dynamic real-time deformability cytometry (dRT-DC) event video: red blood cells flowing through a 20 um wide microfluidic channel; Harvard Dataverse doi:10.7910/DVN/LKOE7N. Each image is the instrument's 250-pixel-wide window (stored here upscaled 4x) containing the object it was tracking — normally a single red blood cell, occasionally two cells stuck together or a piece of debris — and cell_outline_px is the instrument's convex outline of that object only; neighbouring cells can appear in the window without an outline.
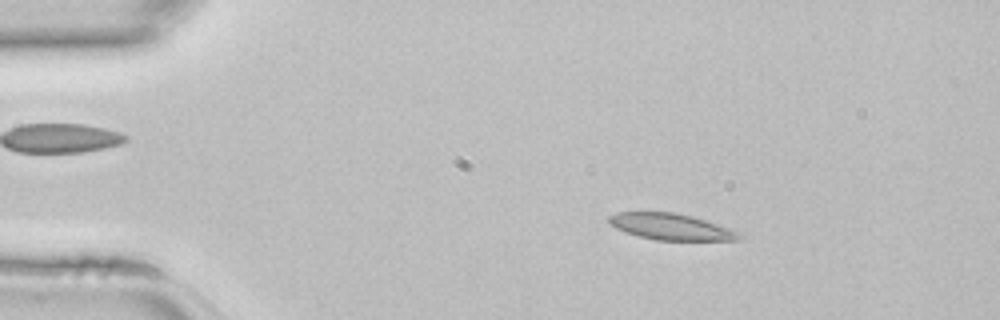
{"species": "common noctule bat (a hibernating species)", "species_latin": "Nyctalus noctula", "temperature_condition": "room temperature", "stored_images_in_passage": 44, "camera_frame_rate_fps": 3000, "um_per_image_px": 0.085, "animal": {"sex": "female", "body_mass_g": 22.7, "forearm_length_mm": 54.2}, "frame": {"image": 1, "passage_image": 7, "time_ms": 2.0, "image_size_px": [1000, 320], "cell_outline_px": [[744, 236], [740, 240], [656, 240], [640, 236], [616, 228], [608, 220], [608, 216], [616, 212], [676, 212], [692, 216], [740, 232]], "centroid_in_image_um": [57.06, 19.27], "position_along_channel_um": 27.9, "area_um2": 19.77}}
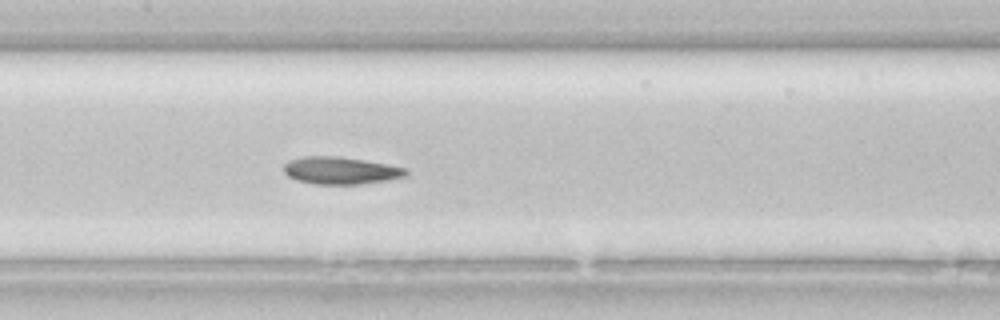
{"frame": {"image": 2, "passage_image": 21, "time_ms": 6.667, "image_size_px": [1000, 320], "cell_outline_px": [[408, 176], [388, 180], [360, 184], [312, 184], [296, 180], [288, 176], [284, 172], [284, 164], [288, 160], [304, 156], [336, 156], [364, 160], [388, 164], [408, 168]], "centroid_in_image_um": [28.97, 14.49], "position_along_channel_um": 178.4, "area_um2": 19.65}}
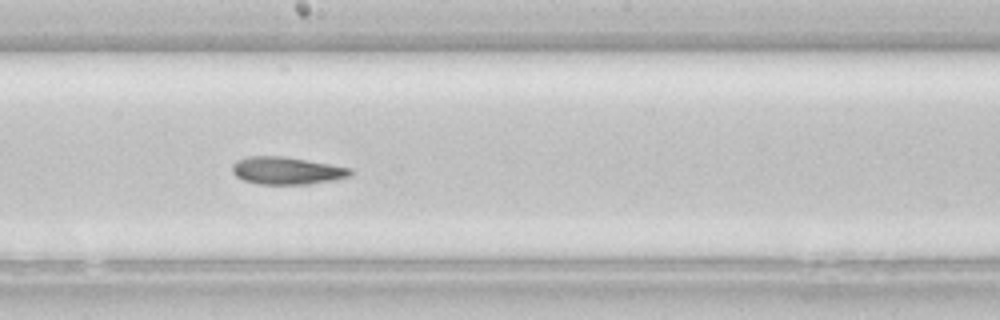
{"frame": {"image": 3, "passage_image": 24, "time_ms": 7.667, "image_size_px": [1000, 320], "cell_outline_px": [[352, 176], [332, 180], [308, 184], [260, 184], [244, 180], [236, 176], [232, 172], [232, 164], [236, 160], [248, 156], [284, 156], [352, 168]], "centroid_in_image_um": [24.36, 14.5], "position_along_channel_um": 223.8, "area_um2": 18.9}}